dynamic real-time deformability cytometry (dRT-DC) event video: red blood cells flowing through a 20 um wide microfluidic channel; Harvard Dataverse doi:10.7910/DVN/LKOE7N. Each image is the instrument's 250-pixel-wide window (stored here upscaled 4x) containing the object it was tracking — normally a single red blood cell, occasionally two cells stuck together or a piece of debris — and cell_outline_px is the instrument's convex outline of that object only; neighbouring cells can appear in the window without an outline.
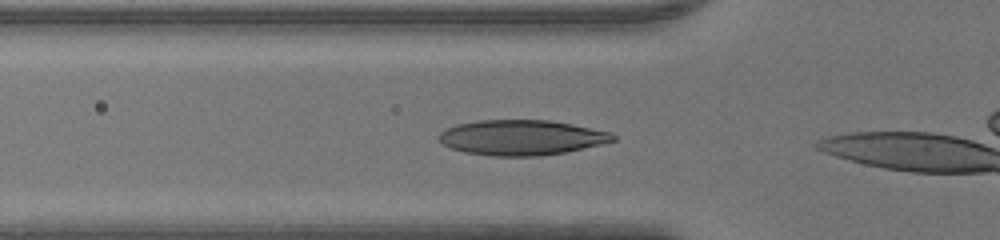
{"species": "human", "species_latin": "Homo sapiens", "temperature_condition": "warm", "stored_images_in_passage": 5, "camera_frame_rate_fps": 3000, "um_per_image_px": 0.085, "donor": {"sex": "male"}, "frame": {"image": 1, "passage_image": 3, "time_ms": 0.667, "image_size_px": [1000, 240], "cell_outline_px": [[616, 140], [600, 144], [564, 152], [536, 156], [492, 156], [464, 152], [452, 148], [444, 144], [436, 136], [440, 132], [456, 124], [480, 120], [548, 120], [572, 124], [612, 132], [616, 136]], "centroid_in_image_um": [44.32, 11.68], "position_along_channel_um": 81.5, "area_um2": 35.55}}